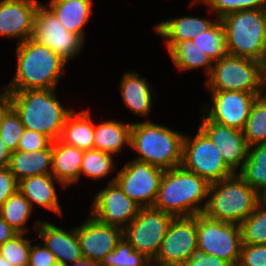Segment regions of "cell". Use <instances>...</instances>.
I'll use <instances>...</instances> for the list:
<instances>
[{"label":"cell","mask_w":266,"mask_h":266,"mask_svg":"<svg viewBox=\"0 0 266 266\" xmlns=\"http://www.w3.org/2000/svg\"><path fill=\"white\" fill-rule=\"evenodd\" d=\"M32 211L30 202L17 191L3 203L0 208V217L18 234H27L30 231L26 224H28Z\"/></svg>","instance_id":"cell-30"},{"label":"cell","mask_w":266,"mask_h":266,"mask_svg":"<svg viewBox=\"0 0 266 266\" xmlns=\"http://www.w3.org/2000/svg\"><path fill=\"white\" fill-rule=\"evenodd\" d=\"M182 266H232L226 260L215 255L205 254L200 249H195L189 259Z\"/></svg>","instance_id":"cell-42"},{"label":"cell","mask_w":266,"mask_h":266,"mask_svg":"<svg viewBox=\"0 0 266 266\" xmlns=\"http://www.w3.org/2000/svg\"><path fill=\"white\" fill-rule=\"evenodd\" d=\"M16 70L7 84L11 92L56 89L68 64L50 48L31 38L16 46Z\"/></svg>","instance_id":"cell-1"},{"label":"cell","mask_w":266,"mask_h":266,"mask_svg":"<svg viewBox=\"0 0 266 266\" xmlns=\"http://www.w3.org/2000/svg\"><path fill=\"white\" fill-rule=\"evenodd\" d=\"M243 134L249 146L266 143V92L255 99Z\"/></svg>","instance_id":"cell-31"},{"label":"cell","mask_w":266,"mask_h":266,"mask_svg":"<svg viewBox=\"0 0 266 266\" xmlns=\"http://www.w3.org/2000/svg\"><path fill=\"white\" fill-rule=\"evenodd\" d=\"M259 205L266 209V189L259 193Z\"/></svg>","instance_id":"cell-48"},{"label":"cell","mask_w":266,"mask_h":266,"mask_svg":"<svg viewBox=\"0 0 266 266\" xmlns=\"http://www.w3.org/2000/svg\"><path fill=\"white\" fill-rule=\"evenodd\" d=\"M192 40L213 62L228 54L225 31L220 19L206 32H199Z\"/></svg>","instance_id":"cell-33"},{"label":"cell","mask_w":266,"mask_h":266,"mask_svg":"<svg viewBox=\"0 0 266 266\" xmlns=\"http://www.w3.org/2000/svg\"><path fill=\"white\" fill-rule=\"evenodd\" d=\"M185 134L183 139L182 166L209 184L234 174L222 159L218 148L198 127L192 137Z\"/></svg>","instance_id":"cell-9"},{"label":"cell","mask_w":266,"mask_h":266,"mask_svg":"<svg viewBox=\"0 0 266 266\" xmlns=\"http://www.w3.org/2000/svg\"><path fill=\"white\" fill-rule=\"evenodd\" d=\"M145 266H164V265L154 262L153 260H149Z\"/></svg>","instance_id":"cell-50"},{"label":"cell","mask_w":266,"mask_h":266,"mask_svg":"<svg viewBox=\"0 0 266 266\" xmlns=\"http://www.w3.org/2000/svg\"><path fill=\"white\" fill-rule=\"evenodd\" d=\"M120 94L125 108L135 116L146 117L151 114L152 104L157 95L154 94L152 84L146 77H140L138 72H125L120 83Z\"/></svg>","instance_id":"cell-22"},{"label":"cell","mask_w":266,"mask_h":266,"mask_svg":"<svg viewBox=\"0 0 266 266\" xmlns=\"http://www.w3.org/2000/svg\"><path fill=\"white\" fill-rule=\"evenodd\" d=\"M11 106V91L7 85L0 88V119Z\"/></svg>","instance_id":"cell-44"},{"label":"cell","mask_w":266,"mask_h":266,"mask_svg":"<svg viewBox=\"0 0 266 266\" xmlns=\"http://www.w3.org/2000/svg\"><path fill=\"white\" fill-rule=\"evenodd\" d=\"M66 188L52 174L35 175L18 182V191L30 202L34 209L38 205L54 214L62 215V206L59 204L56 184Z\"/></svg>","instance_id":"cell-20"},{"label":"cell","mask_w":266,"mask_h":266,"mask_svg":"<svg viewBox=\"0 0 266 266\" xmlns=\"http://www.w3.org/2000/svg\"><path fill=\"white\" fill-rule=\"evenodd\" d=\"M57 89H36L11 92V107L23 126L47 136L52 142L60 139L67 109L56 96Z\"/></svg>","instance_id":"cell-3"},{"label":"cell","mask_w":266,"mask_h":266,"mask_svg":"<svg viewBox=\"0 0 266 266\" xmlns=\"http://www.w3.org/2000/svg\"><path fill=\"white\" fill-rule=\"evenodd\" d=\"M64 266H99V263L88 259H82L80 261L73 262L72 265L70 263Z\"/></svg>","instance_id":"cell-47"},{"label":"cell","mask_w":266,"mask_h":266,"mask_svg":"<svg viewBox=\"0 0 266 266\" xmlns=\"http://www.w3.org/2000/svg\"><path fill=\"white\" fill-rule=\"evenodd\" d=\"M17 234L0 246V255L13 266H28L32 240Z\"/></svg>","instance_id":"cell-37"},{"label":"cell","mask_w":266,"mask_h":266,"mask_svg":"<svg viewBox=\"0 0 266 266\" xmlns=\"http://www.w3.org/2000/svg\"><path fill=\"white\" fill-rule=\"evenodd\" d=\"M148 261L149 259L134 250L127 240L122 237L115 250L107 254L99 263V266H145Z\"/></svg>","instance_id":"cell-35"},{"label":"cell","mask_w":266,"mask_h":266,"mask_svg":"<svg viewBox=\"0 0 266 266\" xmlns=\"http://www.w3.org/2000/svg\"><path fill=\"white\" fill-rule=\"evenodd\" d=\"M220 21L228 54L251 58L266 66V8L231 12Z\"/></svg>","instance_id":"cell-5"},{"label":"cell","mask_w":266,"mask_h":266,"mask_svg":"<svg viewBox=\"0 0 266 266\" xmlns=\"http://www.w3.org/2000/svg\"><path fill=\"white\" fill-rule=\"evenodd\" d=\"M164 170L136 159L123 164L115 175V182L141 207H153L158 196Z\"/></svg>","instance_id":"cell-12"},{"label":"cell","mask_w":266,"mask_h":266,"mask_svg":"<svg viewBox=\"0 0 266 266\" xmlns=\"http://www.w3.org/2000/svg\"><path fill=\"white\" fill-rule=\"evenodd\" d=\"M93 0H50L46 5L69 31L78 35L83 41L85 25L93 14Z\"/></svg>","instance_id":"cell-24"},{"label":"cell","mask_w":266,"mask_h":266,"mask_svg":"<svg viewBox=\"0 0 266 266\" xmlns=\"http://www.w3.org/2000/svg\"><path fill=\"white\" fill-rule=\"evenodd\" d=\"M206 78L210 91L266 92V66L251 58L227 54L214 62Z\"/></svg>","instance_id":"cell-7"},{"label":"cell","mask_w":266,"mask_h":266,"mask_svg":"<svg viewBox=\"0 0 266 266\" xmlns=\"http://www.w3.org/2000/svg\"><path fill=\"white\" fill-rule=\"evenodd\" d=\"M210 184L182 165L164 170L154 208L174 217L204 213Z\"/></svg>","instance_id":"cell-2"},{"label":"cell","mask_w":266,"mask_h":266,"mask_svg":"<svg viewBox=\"0 0 266 266\" xmlns=\"http://www.w3.org/2000/svg\"><path fill=\"white\" fill-rule=\"evenodd\" d=\"M39 0H0V37L16 44L32 37Z\"/></svg>","instance_id":"cell-18"},{"label":"cell","mask_w":266,"mask_h":266,"mask_svg":"<svg viewBox=\"0 0 266 266\" xmlns=\"http://www.w3.org/2000/svg\"><path fill=\"white\" fill-rule=\"evenodd\" d=\"M198 249L238 266L241 256L240 225L214 220L204 213L196 215Z\"/></svg>","instance_id":"cell-8"},{"label":"cell","mask_w":266,"mask_h":266,"mask_svg":"<svg viewBox=\"0 0 266 266\" xmlns=\"http://www.w3.org/2000/svg\"><path fill=\"white\" fill-rule=\"evenodd\" d=\"M209 92L212 100L209 105H201L203 114L216 123L241 131L246 125L255 99L263 95L240 91Z\"/></svg>","instance_id":"cell-14"},{"label":"cell","mask_w":266,"mask_h":266,"mask_svg":"<svg viewBox=\"0 0 266 266\" xmlns=\"http://www.w3.org/2000/svg\"><path fill=\"white\" fill-rule=\"evenodd\" d=\"M198 126L218 148L226 165L234 173H238L249 150L243 131L216 123L203 115V112Z\"/></svg>","instance_id":"cell-16"},{"label":"cell","mask_w":266,"mask_h":266,"mask_svg":"<svg viewBox=\"0 0 266 266\" xmlns=\"http://www.w3.org/2000/svg\"><path fill=\"white\" fill-rule=\"evenodd\" d=\"M18 233L13 230L9 224L0 217V246L8 240H11Z\"/></svg>","instance_id":"cell-45"},{"label":"cell","mask_w":266,"mask_h":266,"mask_svg":"<svg viewBox=\"0 0 266 266\" xmlns=\"http://www.w3.org/2000/svg\"><path fill=\"white\" fill-rule=\"evenodd\" d=\"M12 152L5 146L0 137V168L9 167Z\"/></svg>","instance_id":"cell-46"},{"label":"cell","mask_w":266,"mask_h":266,"mask_svg":"<svg viewBox=\"0 0 266 266\" xmlns=\"http://www.w3.org/2000/svg\"><path fill=\"white\" fill-rule=\"evenodd\" d=\"M183 139L182 132L147 117L143 122H132L130 149L138 154L134 159L169 170L182 164Z\"/></svg>","instance_id":"cell-4"},{"label":"cell","mask_w":266,"mask_h":266,"mask_svg":"<svg viewBox=\"0 0 266 266\" xmlns=\"http://www.w3.org/2000/svg\"><path fill=\"white\" fill-rule=\"evenodd\" d=\"M57 264L54 254L41 243L30 247L28 266H53Z\"/></svg>","instance_id":"cell-41"},{"label":"cell","mask_w":266,"mask_h":266,"mask_svg":"<svg viewBox=\"0 0 266 266\" xmlns=\"http://www.w3.org/2000/svg\"><path fill=\"white\" fill-rule=\"evenodd\" d=\"M83 259L100 263L113 252L123 237L119 227L101 223L89 214V217L76 227Z\"/></svg>","instance_id":"cell-17"},{"label":"cell","mask_w":266,"mask_h":266,"mask_svg":"<svg viewBox=\"0 0 266 266\" xmlns=\"http://www.w3.org/2000/svg\"><path fill=\"white\" fill-rule=\"evenodd\" d=\"M53 266H63V265H61V264L57 263V264H55V265H53Z\"/></svg>","instance_id":"cell-51"},{"label":"cell","mask_w":266,"mask_h":266,"mask_svg":"<svg viewBox=\"0 0 266 266\" xmlns=\"http://www.w3.org/2000/svg\"><path fill=\"white\" fill-rule=\"evenodd\" d=\"M173 218L154 207H141L138 215L123 229V237L134 250L154 260Z\"/></svg>","instance_id":"cell-10"},{"label":"cell","mask_w":266,"mask_h":266,"mask_svg":"<svg viewBox=\"0 0 266 266\" xmlns=\"http://www.w3.org/2000/svg\"><path fill=\"white\" fill-rule=\"evenodd\" d=\"M9 169L18 182L35 175L51 174L52 142L46 148L33 152L13 151Z\"/></svg>","instance_id":"cell-25"},{"label":"cell","mask_w":266,"mask_h":266,"mask_svg":"<svg viewBox=\"0 0 266 266\" xmlns=\"http://www.w3.org/2000/svg\"><path fill=\"white\" fill-rule=\"evenodd\" d=\"M34 229L40 240L55 256L57 263L67 265L83 259L76 227L65 230L45 220L34 223Z\"/></svg>","instance_id":"cell-19"},{"label":"cell","mask_w":266,"mask_h":266,"mask_svg":"<svg viewBox=\"0 0 266 266\" xmlns=\"http://www.w3.org/2000/svg\"><path fill=\"white\" fill-rule=\"evenodd\" d=\"M238 174L258 194L266 189V143L249 146L248 157Z\"/></svg>","instance_id":"cell-29"},{"label":"cell","mask_w":266,"mask_h":266,"mask_svg":"<svg viewBox=\"0 0 266 266\" xmlns=\"http://www.w3.org/2000/svg\"><path fill=\"white\" fill-rule=\"evenodd\" d=\"M51 142L44 134L25 128L17 150L33 152L46 148Z\"/></svg>","instance_id":"cell-40"},{"label":"cell","mask_w":266,"mask_h":266,"mask_svg":"<svg viewBox=\"0 0 266 266\" xmlns=\"http://www.w3.org/2000/svg\"><path fill=\"white\" fill-rule=\"evenodd\" d=\"M23 126L19 115L10 106L0 119V137L11 152L16 151L18 143L23 135Z\"/></svg>","instance_id":"cell-38"},{"label":"cell","mask_w":266,"mask_h":266,"mask_svg":"<svg viewBox=\"0 0 266 266\" xmlns=\"http://www.w3.org/2000/svg\"><path fill=\"white\" fill-rule=\"evenodd\" d=\"M84 150L63 143L52 142L51 174L65 187L75 185L80 179Z\"/></svg>","instance_id":"cell-23"},{"label":"cell","mask_w":266,"mask_h":266,"mask_svg":"<svg viewBox=\"0 0 266 266\" xmlns=\"http://www.w3.org/2000/svg\"><path fill=\"white\" fill-rule=\"evenodd\" d=\"M243 244H266V209L258 205L241 224Z\"/></svg>","instance_id":"cell-34"},{"label":"cell","mask_w":266,"mask_h":266,"mask_svg":"<svg viewBox=\"0 0 266 266\" xmlns=\"http://www.w3.org/2000/svg\"><path fill=\"white\" fill-rule=\"evenodd\" d=\"M18 191V181L9 167L0 168V208L3 203Z\"/></svg>","instance_id":"cell-43"},{"label":"cell","mask_w":266,"mask_h":266,"mask_svg":"<svg viewBox=\"0 0 266 266\" xmlns=\"http://www.w3.org/2000/svg\"><path fill=\"white\" fill-rule=\"evenodd\" d=\"M238 266H266V244H242Z\"/></svg>","instance_id":"cell-39"},{"label":"cell","mask_w":266,"mask_h":266,"mask_svg":"<svg viewBox=\"0 0 266 266\" xmlns=\"http://www.w3.org/2000/svg\"><path fill=\"white\" fill-rule=\"evenodd\" d=\"M168 53L179 71L202 68L207 77L213 68L212 59L196 46L192 39L178 42Z\"/></svg>","instance_id":"cell-28"},{"label":"cell","mask_w":266,"mask_h":266,"mask_svg":"<svg viewBox=\"0 0 266 266\" xmlns=\"http://www.w3.org/2000/svg\"><path fill=\"white\" fill-rule=\"evenodd\" d=\"M0 266H13L3 256L0 255Z\"/></svg>","instance_id":"cell-49"},{"label":"cell","mask_w":266,"mask_h":266,"mask_svg":"<svg viewBox=\"0 0 266 266\" xmlns=\"http://www.w3.org/2000/svg\"><path fill=\"white\" fill-rule=\"evenodd\" d=\"M209 18H200L194 16H181L162 20L153 26V31L165 39V45L168 52L178 43L185 40H191L197 36L199 32H206L216 22Z\"/></svg>","instance_id":"cell-21"},{"label":"cell","mask_w":266,"mask_h":266,"mask_svg":"<svg viewBox=\"0 0 266 266\" xmlns=\"http://www.w3.org/2000/svg\"><path fill=\"white\" fill-rule=\"evenodd\" d=\"M259 205V194L238 174L212 183L204 214L214 220L240 225Z\"/></svg>","instance_id":"cell-6"},{"label":"cell","mask_w":266,"mask_h":266,"mask_svg":"<svg viewBox=\"0 0 266 266\" xmlns=\"http://www.w3.org/2000/svg\"><path fill=\"white\" fill-rule=\"evenodd\" d=\"M131 127L132 123L116 119L94 123V149L117 156L125 146L130 147Z\"/></svg>","instance_id":"cell-26"},{"label":"cell","mask_w":266,"mask_h":266,"mask_svg":"<svg viewBox=\"0 0 266 266\" xmlns=\"http://www.w3.org/2000/svg\"><path fill=\"white\" fill-rule=\"evenodd\" d=\"M141 206L127 195L115 182V176L93 198L90 215L101 223L122 230L138 215Z\"/></svg>","instance_id":"cell-13"},{"label":"cell","mask_w":266,"mask_h":266,"mask_svg":"<svg viewBox=\"0 0 266 266\" xmlns=\"http://www.w3.org/2000/svg\"><path fill=\"white\" fill-rule=\"evenodd\" d=\"M113 157L97 149L84 150L80 176H88L93 181L107 177L116 169Z\"/></svg>","instance_id":"cell-32"},{"label":"cell","mask_w":266,"mask_h":266,"mask_svg":"<svg viewBox=\"0 0 266 266\" xmlns=\"http://www.w3.org/2000/svg\"><path fill=\"white\" fill-rule=\"evenodd\" d=\"M60 140L82 150L94 149V121L89 109L72 111L67 116Z\"/></svg>","instance_id":"cell-27"},{"label":"cell","mask_w":266,"mask_h":266,"mask_svg":"<svg viewBox=\"0 0 266 266\" xmlns=\"http://www.w3.org/2000/svg\"><path fill=\"white\" fill-rule=\"evenodd\" d=\"M31 39L47 46L67 63L77 57L85 45V42L78 35L69 32L42 2L36 11Z\"/></svg>","instance_id":"cell-11"},{"label":"cell","mask_w":266,"mask_h":266,"mask_svg":"<svg viewBox=\"0 0 266 266\" xmlns=\"http://www.w3.org/2000/svg\"><path fill=\"white\" fill-rule=\"evenodd\" d=\"M197 248L196 215L174 217L153 261L164 266H182Z\"/></svg>","instance_id":"cell-15"},{"label":"cell","mask_w":266,"mask_h":266,"mask_svg":"<svg viewBox=\"0 0 266 266\" xmlns=\"http://www.w3.org/2000/svg\"><path fill=\"white\" fill-rule=\"evenodd\" d=\"M190 3V6L205 4L218 19L235 11L266 8V0H192Z\"/></svg>","instance_id":"cell-36"}]
</instances>
